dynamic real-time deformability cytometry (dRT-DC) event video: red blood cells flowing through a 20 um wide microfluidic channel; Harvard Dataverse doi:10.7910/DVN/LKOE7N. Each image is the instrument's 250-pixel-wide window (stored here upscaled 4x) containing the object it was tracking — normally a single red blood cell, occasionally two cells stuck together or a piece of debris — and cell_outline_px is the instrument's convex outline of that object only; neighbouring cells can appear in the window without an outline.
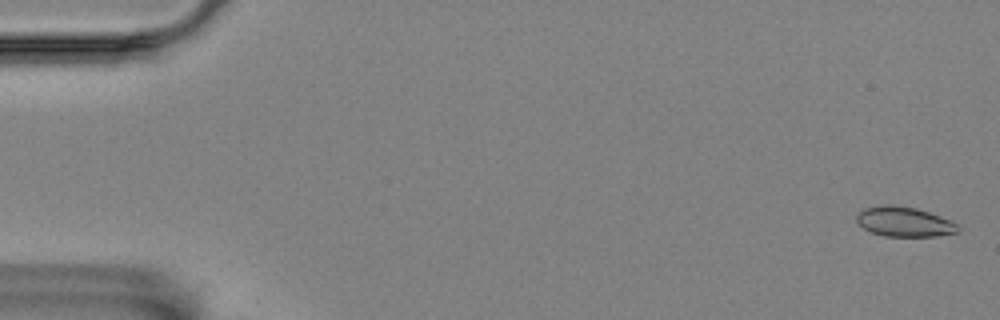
{"species": "Egyptian fruit bat (a non-hibernating species)", "species_latin": "Rousettus aegyptiacus", "temperature_condition": "room temperature", "stored_images_in_passage": 4, "camera_frame_rate_fps": 3000, "um_per_image_px": 0.085, "animal": {"sex": "female"}, "frame": {"image": 1, "passage_image": 1, "time_ms": 0.0, "image_size_px": [1000, 320], "cell_outline_px": [[960, 232], [936, 236], [884, 236], [872, 232], [864, 228], [856, 220], [856, 216], [864, 208], [884, 204], [888, 204], [916, 208], [940, 216], [956, 224], [960, 228]], "centroid_in_image_um": [76.86, 18.85], "position_along_channel_um": 8.1, "area_um2": 17.46}}